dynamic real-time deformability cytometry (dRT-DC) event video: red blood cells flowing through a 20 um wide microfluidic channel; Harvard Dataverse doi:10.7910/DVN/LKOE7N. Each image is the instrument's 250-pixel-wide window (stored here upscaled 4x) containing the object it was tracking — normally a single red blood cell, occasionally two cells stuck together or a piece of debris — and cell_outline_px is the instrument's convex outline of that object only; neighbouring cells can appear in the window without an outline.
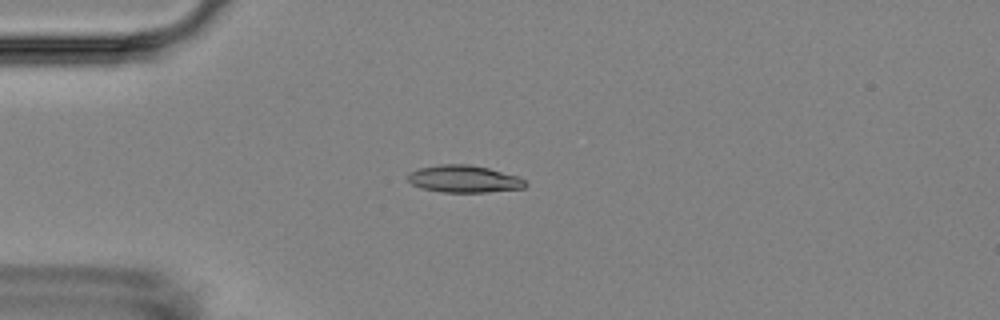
{"species": "Egyptian fruit bat (a non-hibernating species)", "species_latin": "Rousettus aegyptiacus", "temperature_condition": "room temperature", "stored_images_in_passage": 8, "camera_frame_rate_fps": 3000, "um_per_image_px": 0.085, "animal": {"sex": "female"}, "frame": {"image": 1, "passage_image": 5, "time_ms": 4.667, "image_size_px": [1000, 320], "cell_outline_px": [[528, 184], [524, 188], [488, 192], [440, 192], [420, 188], [412, 184], [408, 180], [408, 172], [420, 168], [440, 164], [468, 164], [488, 168], [516, 176], [524, 180]], "centroid_in_image_um": [39.41, 15.21], "position_along_channel_um": 45.6, "area_um2": 18.61}}